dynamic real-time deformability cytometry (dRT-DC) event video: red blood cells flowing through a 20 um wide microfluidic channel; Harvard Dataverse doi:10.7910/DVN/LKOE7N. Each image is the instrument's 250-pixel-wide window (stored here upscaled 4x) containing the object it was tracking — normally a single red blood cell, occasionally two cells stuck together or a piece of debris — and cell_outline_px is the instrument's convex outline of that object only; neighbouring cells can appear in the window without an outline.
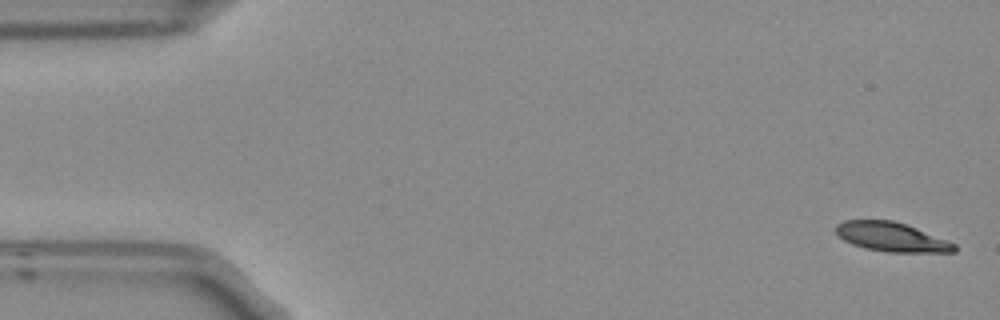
{"species": "Egyptian fruit bat (a non-hibernating species)", "species_latin": "Rousettus aegyptiacus", "temperature_condition": "room temperature", "stored_images_in_passage": 5, "camera_frame_rate_fps": 3000, "um_per_image_px": 0.085, "frame": {"image": 1, "passage_image": 1, "time_ms": 0.0, "image_size_px": [1000, 320], "cell_outline_px": [[956, 252], [888, 252], [864, 248], [852, 244], [844, 240], [836, 232], [836, 224], [844, 220], [892, 220], [916, 228], [956, 244]], "centroid_in_image_um": [75.76, 20.14], "position_along_channel_um": 9.2, "area_um2": 19.94}}
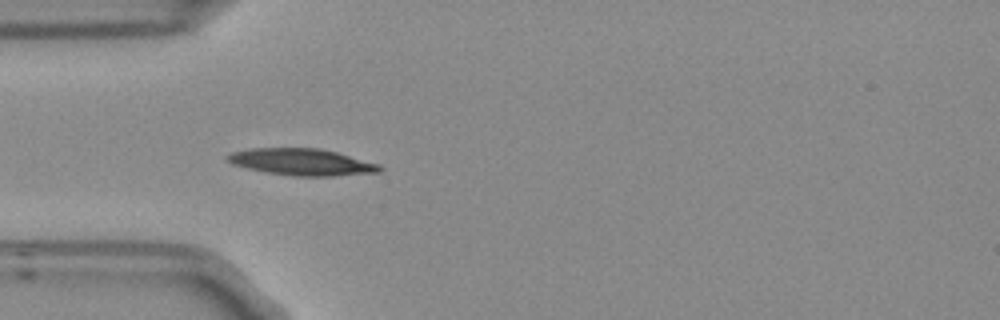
{"frame": {"image": 2, "passage_image": 5, "time_ms": 1.333, "image_size_px": [1000, 320], "cell_outline_px": [[384, 168], [380, 172], [332, 176], [292, 176], [268, 172], [248, 168], [232, 164], [224, 156], [232, 152], [252, 148], [320, 148], [336, 152], [380, 164]], "centroid_in_image_um": [25.67, 13.77], "position_along_channel_um": 59.3, "area_um2": 23.64}}